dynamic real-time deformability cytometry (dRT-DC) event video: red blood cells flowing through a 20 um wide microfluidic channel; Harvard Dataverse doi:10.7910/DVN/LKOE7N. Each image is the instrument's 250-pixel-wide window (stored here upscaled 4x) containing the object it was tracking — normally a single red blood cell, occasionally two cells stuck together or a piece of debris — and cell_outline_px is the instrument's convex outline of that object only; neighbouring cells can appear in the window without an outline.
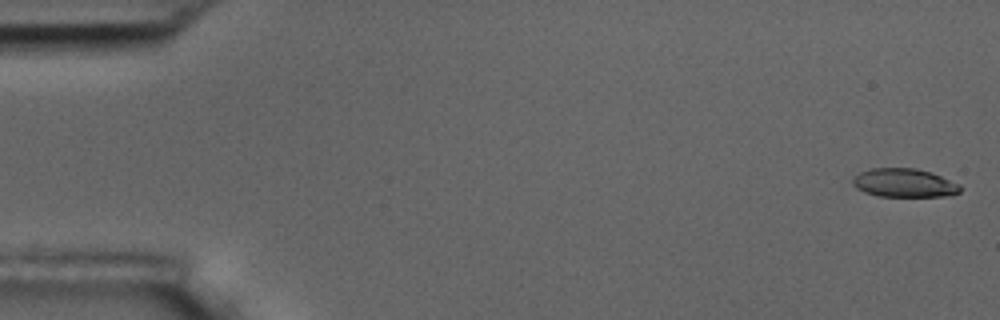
{"species": "common noctule bat (a hibernating species)", "species_latin": "Nyctalus noctula", "temperature_condition": "room temperature", "stored_images_in_passage": 6, "camera_frame_rate_fps": 3000, "um_per_image_px": 0.085, "animal": {"sex": "male", "body_mass_g": 17.5, "forearm_length_mm": 52.3}, "frame": {"image": 1, "passage_image": 1, "time_ms": 0.0, "image_size_px": [1000, 320], "cell_outline_px": [[960, 192], [952, 196], [876, 196], [864, 192], [856, 188], [852, 184], [852, 176], [860, 172], [872, 168], [916, 168], [932, 172], [960, 184]], "centroid_in_image_um": [76.85, 15.54], "position_along_channel_um": 8.2, "area_um2": 18.15}}